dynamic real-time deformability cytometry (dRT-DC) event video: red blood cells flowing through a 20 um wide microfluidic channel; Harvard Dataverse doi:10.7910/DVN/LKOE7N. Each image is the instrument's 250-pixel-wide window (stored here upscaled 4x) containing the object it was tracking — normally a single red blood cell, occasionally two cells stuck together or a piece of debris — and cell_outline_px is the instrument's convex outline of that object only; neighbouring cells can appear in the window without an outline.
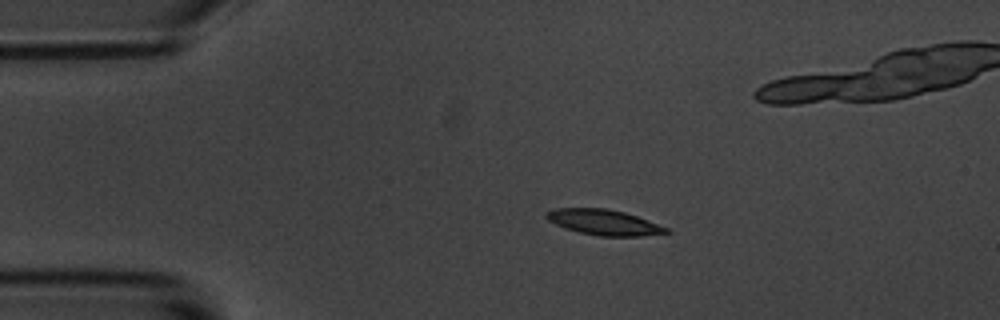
{"species": "common noctule bat (a hibernating species)", "species_latin": "Nyctalus noctula", "temperature_condition": "room temperature", "stored_images_in_passage": 6, "camera_frame_rate_fps": 3000, "um_per_image_px": 0.085, "animal": {"sex": "male", "body_mass_g": 20.1, "forearm_length_mm": 53.5}, "frame": {"image": 1, "passage_image": 3, "time_ms": 2.333, "image_size_px": [1000, 320], "cell_outline_px": [[672, 232], [640, 236], [600, 236], [580, 232], [564, 228], [548, 220], [544, 216], [544, 212], [556, 208], [608, 208], [624, 212], [636, 216], [668, 228]], "centroid_in_image_um": [51.29, 18.89], "position_along_channel_um": 33.7, "area_um2": 17.74}}